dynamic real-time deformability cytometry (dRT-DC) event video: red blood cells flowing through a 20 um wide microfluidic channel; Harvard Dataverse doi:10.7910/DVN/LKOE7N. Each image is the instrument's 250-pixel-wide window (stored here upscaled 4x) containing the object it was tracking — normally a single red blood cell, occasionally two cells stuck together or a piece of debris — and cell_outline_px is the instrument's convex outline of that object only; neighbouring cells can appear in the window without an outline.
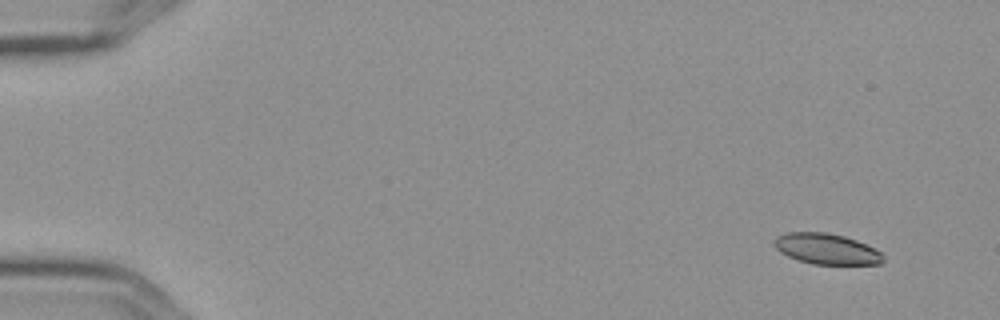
{"species": "Egyptian fruit bat (a non-hibernating species)", "species_latin": "Rousettus aegyptiacus", "temperature_condition": "cold", "stored_images_in_passage": 5, "camera_frame_rate_fps": 3000, "um_per_image_px": 0.085, "frame": {"image": 1, "passage_image": 1, "time_ms": 0.0, "image_size_px": [1000, 320], "cell_outline_px": [[884, 260], [880, 264], [812, 264], [788, 256], [780, 252], [772, 244], [772, 240], [776, 236], [788, 232], [824, 232], [844, 236], [856, 240], [880, 252], [884, 256]], "centroid_in_image_um": [70.21, 21.15], "position_along_channel_um": 14.8, "area_um2": 19.42}}